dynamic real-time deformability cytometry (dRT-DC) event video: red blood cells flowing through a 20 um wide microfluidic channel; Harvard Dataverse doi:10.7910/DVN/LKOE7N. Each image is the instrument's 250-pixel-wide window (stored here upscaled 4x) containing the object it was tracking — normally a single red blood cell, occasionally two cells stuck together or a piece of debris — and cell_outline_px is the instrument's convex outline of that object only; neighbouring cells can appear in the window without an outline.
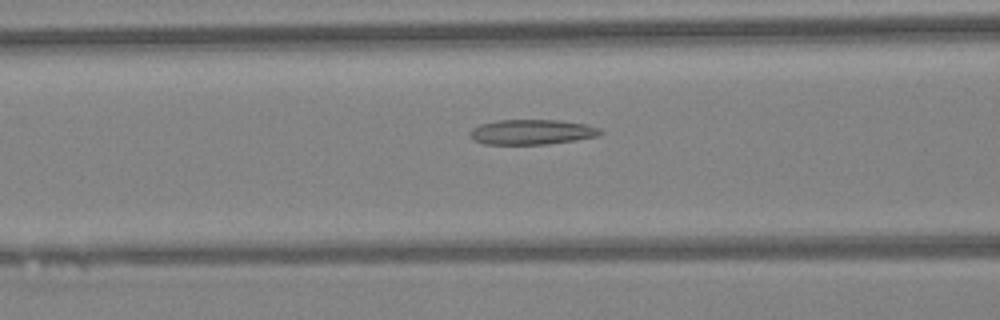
{"species": "Egyptian fruit bat (a non-hibernating species)", "species_latin": "Rousettus aegyptiacus", "temperature_condition": "warm", "stored_images_in_passage": 29, "camera_frame_rate_fps": 3000, "um_per_image_px": 0.085, "animal": {"sex": "female"}, "frame": {"image": 1, "passage_image": 5, "time_ms": 1.333, "image_size_px": [1000, 320], "cell_outline_px": [[604, 132], [596, 136], [576, 140], [548, 144], [484, 144], [472, 140], [468, 136], [468, 132], [472, 128], [480, 124], [496, 120], [560, 120], [584, 124], [600, 128]], "centroid_in_image_um": [45.15, 11.22], "position_along_channel_um": 121.5, "area_um2": 19.19}}
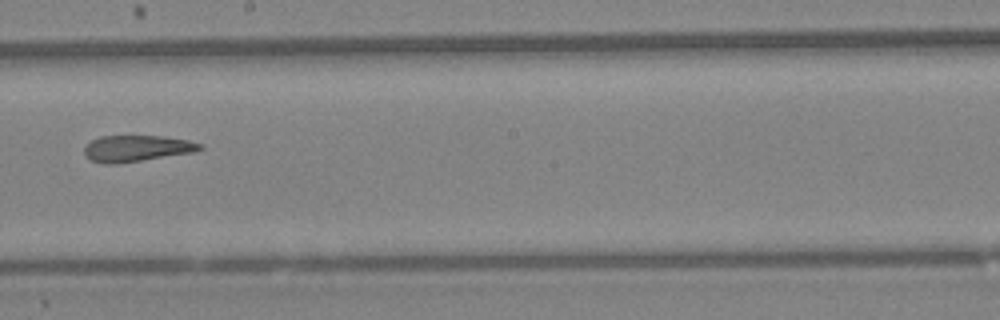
{"frame": {"image": 2, "passage_image": 13, "time_ms": 4.0, "image_size_px": [1000, 320], "cell_outline_px": [[204, 148], [196, 152], [116, 164], [104, 164], [92, 160], [84, 156], [84, 148], [92, 140], [100, 136], [164, 136], [188, 140], [204, 144]], "centroid_in_image_um": [11.66, 12.61], "position_along_channel_um": 236.5, "area_um2": 17.86}}
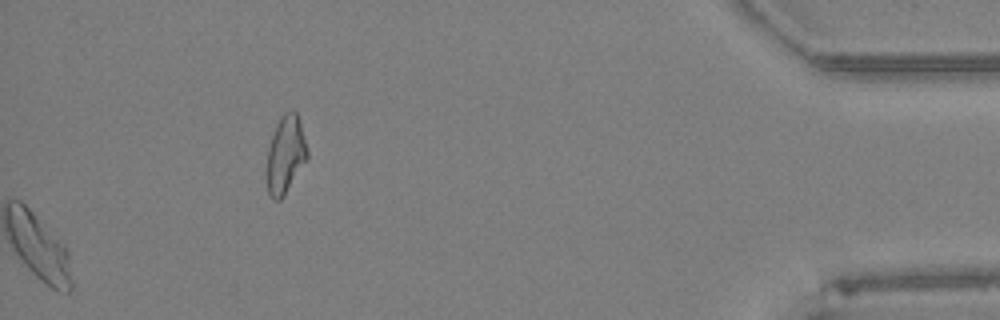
{"frame": {"image": 3, "passage_image": 29, "time_ms": 9.333, "image_size_px": [1000, 320], "cell_outline_px": [[308, 156], [280, 200], [272, 200], [268, 192], [268, 148], [276, 124], [280, 116], [284, 112], [292, 108], [296, 112], [300, 124], [308, 152]], "centroid_in_image_um": [24.26, 13.08], "position_along_channel_um": 410.9, "area_um2": 17.69}, "authors_computed_cell_mechanics": {"area_um2": 18.5538, "velocity_mm_per_s": 4.3377, "shape_relaxation_time_tau1_ms": null, "shape_relaxation_time_tau2_ms": 3.9199, "deformation_change_tau1": null, "deformation_change_tau2": 0.1491}}